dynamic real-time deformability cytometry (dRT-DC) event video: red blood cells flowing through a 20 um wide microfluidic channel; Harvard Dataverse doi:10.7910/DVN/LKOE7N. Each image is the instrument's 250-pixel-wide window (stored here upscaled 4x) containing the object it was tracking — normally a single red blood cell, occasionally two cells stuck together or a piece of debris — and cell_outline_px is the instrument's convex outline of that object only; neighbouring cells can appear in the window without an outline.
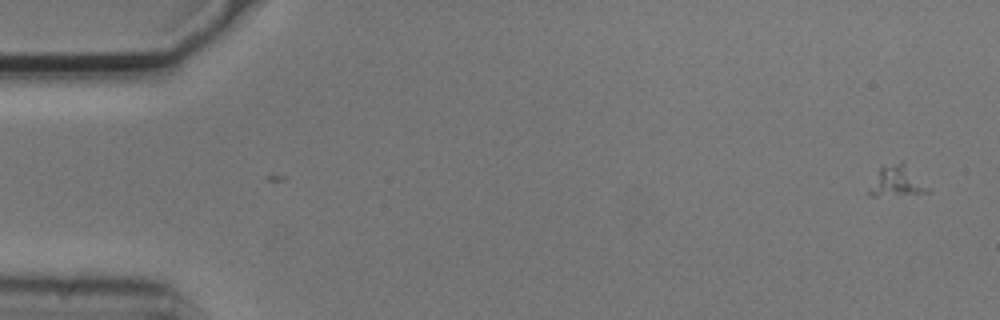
{"species": "common noctule bat (a hibernating species)", "species_latin": "Nyctalus noctula", "temperature_condition": "cold", "stored_images_in_passage": 5, "camera_frame_rate_fps": 3000, "um_per_image_px": 0.085, "animal": {"sex": "male", "body_mass_g": 20.5, "forearm_length_mm": 52.5}, "frame": {"image": 1, "passage_image": 1, "time_ms": 0.0, "image_size_px": [1000, 320], "cell_outline_px": [[932, 192], [876, 196], [868, 196], [868, 192], [880, 168], [900, 160], [904, 160], [932, 188]], "centroid_in_image_um": [76.34, 15.38], "position_along_channel_um": 8.7, "area_um2": 10.69}}
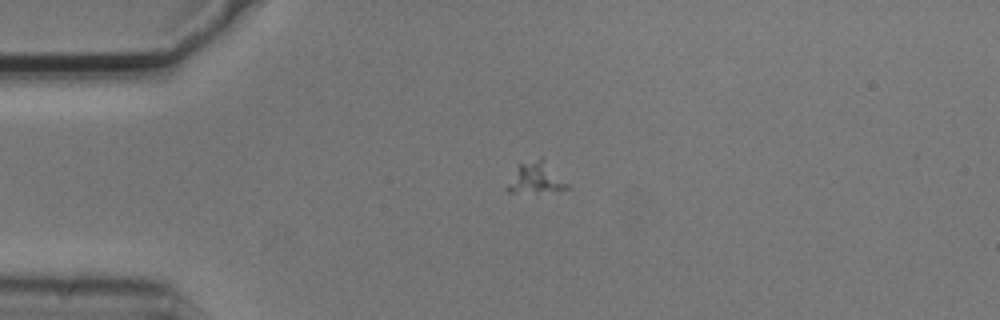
{"frame": {"image": 2, "passage_image": 4, "time_ms": 1.0, "image_size_px": [1000, 320], "cell_outline_px": [[572, 188], [536, 192], [508, 192], [504, 188], [520, 164], [540, 156], [572, 184]], "centroid_in_image_um": [45.62, 15.12], "position_along_channel_um": 39.4, "area_um2": 10.98}}